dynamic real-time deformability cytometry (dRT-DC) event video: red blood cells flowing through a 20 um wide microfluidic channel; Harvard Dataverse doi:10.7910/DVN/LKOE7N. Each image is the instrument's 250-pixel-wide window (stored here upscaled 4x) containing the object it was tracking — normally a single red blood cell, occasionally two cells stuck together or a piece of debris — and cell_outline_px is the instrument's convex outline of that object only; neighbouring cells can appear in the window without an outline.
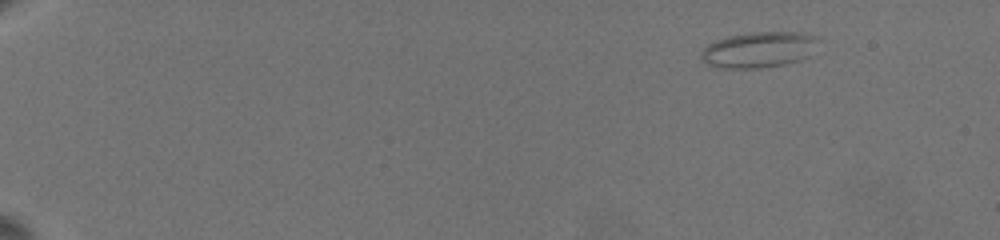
{"species": "common noctule bat (a hibernating species)", "species_latin": "Nyctalus noctula", "temperature_condition": "warm", "stored_images_in_passage": 22, "camera_frame_rate_fps": 3000, "um_per_image_px": 0.085, "animal": {"sex": "female", "body_mass_g": 19.5, "forearm_length_mm": 54.1}, "frame": {"image": 1, "passage_image": 1, "time_ms": 0.0, "image_size_px": [1000, 240], "cell_outline_px": [[820, 40], [808, 56], [800, 60], [784, 64], [760, 68], [720, 68], [708, 64], [700, 56], [700, 52], [708, 44], [716, 40], [728, 36], [756, 32], [800, 32], [816, 36]], "centroid_in_image_um": [64.51, 4.22], "position_along_channel_um": 20.5, "area_um2": 24.39}}
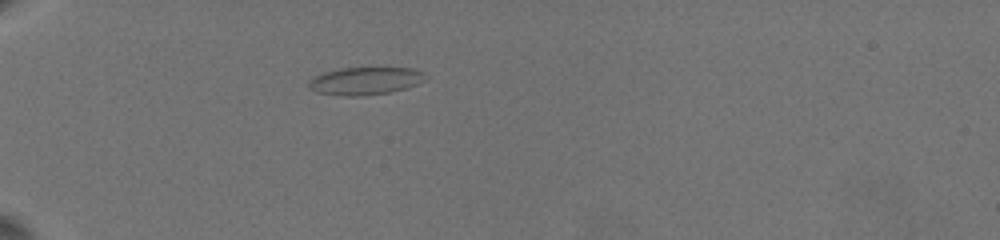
{"frame": {"image": 2, "passage_image": 21, "time_ms": 4.667, "image_size_px": [1000, 240], "cell_outline_px": [[424, 80], [416, 84], [404, 88], [388, 92], [364, 96], [348, 96], [316, 92], [308, 88], [308, 80], [324, 72], [340, 68], [412, 68], [424, 72]], "centroid_in_image_um": [31.0, 6.87], "position_along_channel_um": 54.0, "area_um2": 18.61}}